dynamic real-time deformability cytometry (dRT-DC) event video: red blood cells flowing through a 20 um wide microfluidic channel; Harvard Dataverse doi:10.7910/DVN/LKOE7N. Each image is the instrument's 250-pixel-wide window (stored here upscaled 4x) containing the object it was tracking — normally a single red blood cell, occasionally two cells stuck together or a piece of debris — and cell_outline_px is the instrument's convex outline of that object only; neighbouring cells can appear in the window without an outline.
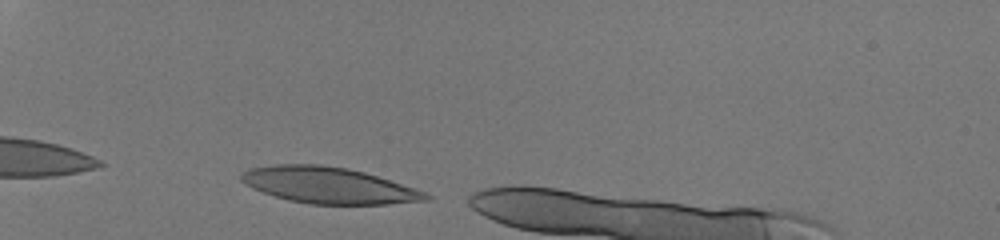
{"species": "human", "species_latin": "Homo sapiens", "temperature_condition": "room temperature", "stored_images_in_passage": 29, "camera_frame_rate_fps": 3000, "um_per_image_px": 0.085, "donor": {"sex": "male"}, "frame": {"image": 1, "passage_image": 1, "time_ms": 0.0, "image_size_px": [1000, 240], "cell_outline_px": [[432, 200], [388, 204], [308, 204], [288, 200], [252, 188], [244, 184], [240, 180], [240, 172], [248, 168], [276, 164], [320, 164], [348, 168], [364, 172], [424, 192], [432, 196]], "centroid_in_image_um": [27.87, 15.75], "position_along_channel_um": 57.1, "area_um2": 38.9}}
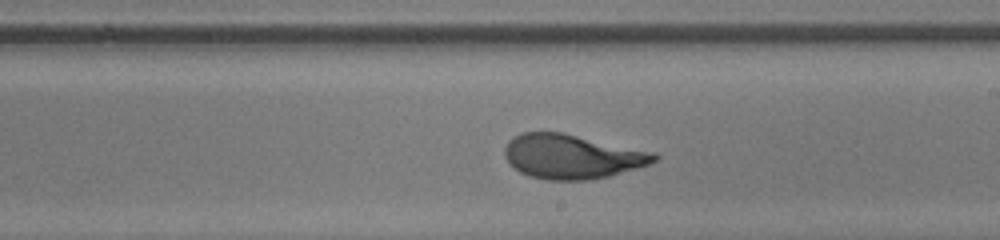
{"frame": {"image": 2, "passage_image": 17, "time_ms": 5.333, "image_size_px": [1000, 240], "cell_outline_px": [[660, 156], [656, 160], [648, 164], [636, 168], [608, 176], [588, 180], [548, 180], [528, 176], [520, 172], [504, 156], [504, 148], [508, 140], [520, 132], [564, 132], [656, 152]], "centroid_in_image_um": [48.62, 13.29], "position_along_channel_um": 240.4, "area_um2": 38.84}}
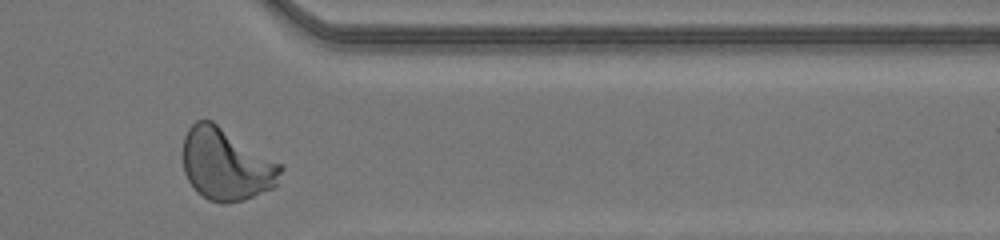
{"frame": {"image": 3, "passage_image": 28, "time_ms": 9.0, "image_size_px": [1000, 240], "cell_outline_px": [[284, 168], [276, 184], [272, 188], [244, 200], [228, 204], [220, 204], [208, 200], [196, 192], [188, 180], [184, 172], [184, 136], [188, 128], [196, 120], [212, 120], [284, 164]], "centroid_in_image_um": [19.25, 13.97], "position_along_channel_um": 392.1, "area_um2": 41.56}, "authors_computed_cell_mechanics": {"area_um2": 38.8994, "velocity_mm_per_s": 4.1832, "shape_relaxation_time_tau1_ms": 3.4406, "shape_relaxation_time_tau2_ms": null, "deformation_change_tau1": 0.2115, "deformation_change_tau2": null}}